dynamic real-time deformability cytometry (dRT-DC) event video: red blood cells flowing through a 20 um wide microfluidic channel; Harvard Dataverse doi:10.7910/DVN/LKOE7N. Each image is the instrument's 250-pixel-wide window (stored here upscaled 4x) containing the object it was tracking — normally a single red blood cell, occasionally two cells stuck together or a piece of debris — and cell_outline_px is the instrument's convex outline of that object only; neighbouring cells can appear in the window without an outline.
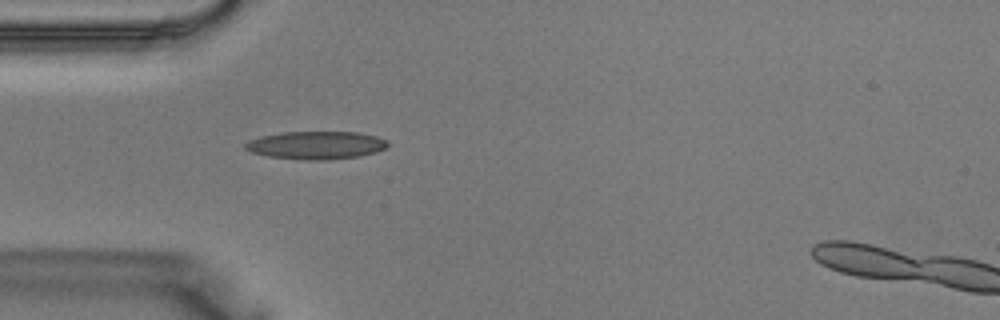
{"species": "Egyptian fruit bat (a non-hibernating species)", "species_latin": "Rousettus aegyptiacus", "temperature_condition": "warm", "stored_images_in_passage": 26, "camera_frame_rate_fps": 3000, "um_per_image_px": 0.085, "animal": {"sex": "male"}, "frame": {"image": 1, "passage_image": 4, "time_ms": 1.0, "image_size_px": [1000, 320], "cell_outline_px": [[388, 144], [384, 148], [376, 152], [356, 156], [328, 160], [308, 160], [268, 156], [252, 152], [244, 148], [244, 144], [248, 140], [280, 132], [360, 132], [376, 136], [388, 140]], "centroid_in_image_um": [26.87, 12.33], "position_along_channel_um": 58.1, "area_um2": 23.06}}
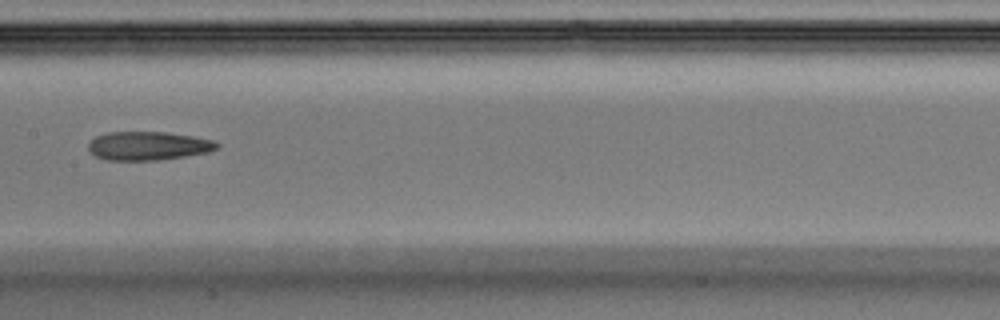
{"frame": {"image": 2, "passage_image": 12, "time_ms": 3.667, "image_size_px": [1000, 320], "cell_outline_px": [[220, 144], [216, 148], [208, 152], [160, 160], [104, 160], [96, 156], [88, 148], [88, 144], [96, 136], [108, 132], [164, 132], [192, 136], [216, 140]], "centroid_in_image_um": [12.6, 12.39], "position_along_channel_um": 194.8, "area_um2": 21.39}}
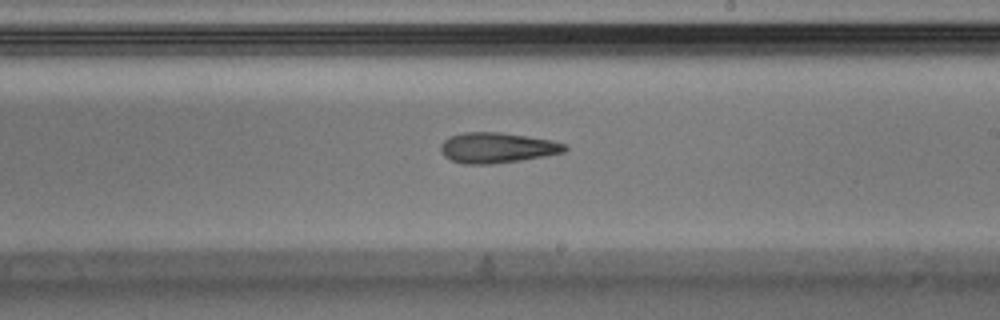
{"frame": {"image": 3, "passage_image": 15, "time_ms": 4.667, "image_size_px": [1000, 320], "cell_outline_px": [[568, 148], [564, 152], [544, 156], [520, 160], [492, 164], [464, 164], [452, 160], [444, 156], [440, 152], [440, 144], [448, 136], [464, 132], [500, 132], [552, 140], [568, 144]], "centroid_in_image_um": [42.24, 12.55], "position_along_channel_um": 246.8, "area_um2": 22.14}}